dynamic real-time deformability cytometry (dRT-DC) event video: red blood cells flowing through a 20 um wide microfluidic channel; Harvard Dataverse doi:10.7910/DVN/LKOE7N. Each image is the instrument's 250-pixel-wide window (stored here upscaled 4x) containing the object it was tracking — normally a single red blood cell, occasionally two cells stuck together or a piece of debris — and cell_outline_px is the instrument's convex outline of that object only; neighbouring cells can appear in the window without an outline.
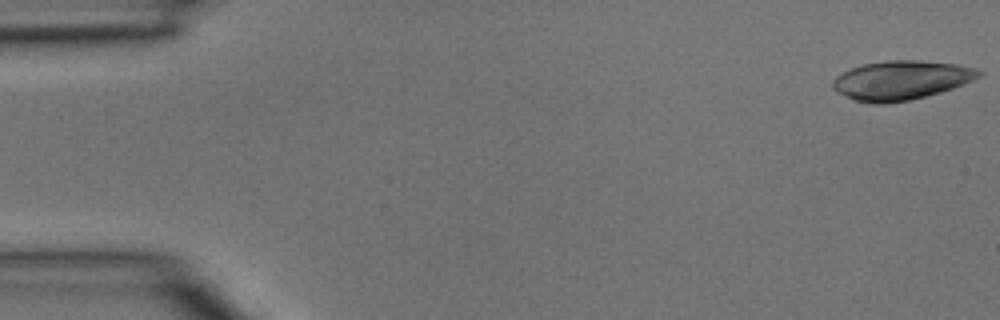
{"species": "common noctule bat (a hibernating species)", "species_latin": "Nyctalus noctula", "temperature_condition": "room temperature", "stored_images_in_passage": 4, "segment_of_instrument_passage": [1, 2], "camera_frame_rate_fps": 3000, "um_per_image_px": 0.085, "animal": {"sex": "male", "body_mass_g": 15.6}, "frame": {"image": 1, "passage_image": 1, "time_ms": 0.0, "image_size_px": [1000, 320], "cell_outline_px": [[984, 72], [980, 76], [972, 80], [952, 88], [940, 92], [908, 100], [888, 104], [868, 104], [856, 100], [836, 92], [832, 88], [832, 80], [836, 76], [852, 68], [864, 64], [888, 60], [920, 60], [956, 64], [972, 68]], "centroid_in_image_um": [76.55, 6.82], "position_along_channel_um": 8.4, "area_um2": 33.12}}